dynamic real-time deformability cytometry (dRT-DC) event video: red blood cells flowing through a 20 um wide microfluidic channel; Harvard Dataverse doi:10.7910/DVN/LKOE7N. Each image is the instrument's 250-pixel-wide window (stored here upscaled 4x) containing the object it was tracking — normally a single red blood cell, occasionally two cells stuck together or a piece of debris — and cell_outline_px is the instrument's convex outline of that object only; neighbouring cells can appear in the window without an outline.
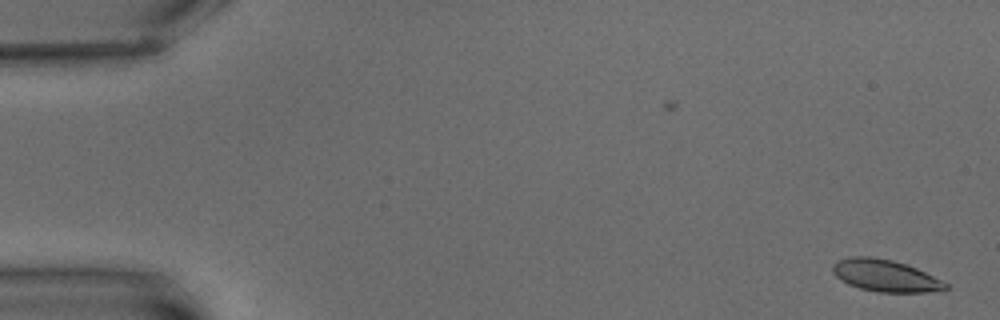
{"species": "common noctule bat (a hibernating species)", "species_latin": "Nyctalus noctula", "temperature_condition": "warm", "stored_images_in_passage": 2, "camera_frame_rate_fps": 3000, "um_per_image_px": 0.085, "animal": {"sex": "male", "body_mass_g": 15.6}, "frame": {"image": 1, "passage_image": 2, "time_ms": 1.0, "image_size_px": [1000, 320], "cell_outline_px": [[948, 288], [928, 292], [880, 292], [860, 288], [848, 284], [840, 280], [832, 272], [832, 264], [840, 260], [852, 256], [872, 256], [892, 260], [916, 268], [948, 284]], "centroid_in_image_um": [75.2, 23.42], "position_along_channel_um": 9.8, "area_um2": 20.75}}